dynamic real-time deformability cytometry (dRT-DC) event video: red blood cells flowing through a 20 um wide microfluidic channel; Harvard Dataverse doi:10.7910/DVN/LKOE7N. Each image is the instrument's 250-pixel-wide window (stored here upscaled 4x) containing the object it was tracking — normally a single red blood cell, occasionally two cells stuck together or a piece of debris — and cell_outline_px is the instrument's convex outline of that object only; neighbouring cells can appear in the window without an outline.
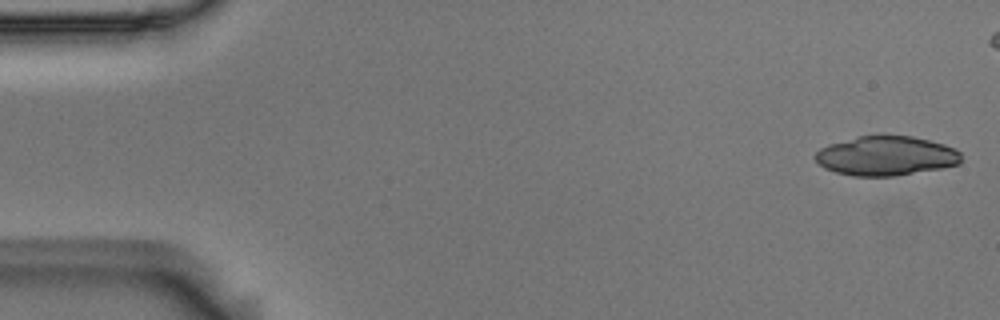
{"species": "Egyptian fruit bat (a non-hibernating species)", "species_latin": "Rousettus aegyptiacus", "temperature_condition": "room temperature", "stored_images_in_passage": 24, "camera_frame_rate_fps": 3000, "um_per_image_px": 0.085, "animal": {"sex": "male"}, "frame": {"image": 1, "passage_image": 2, "time_ms": 0.333, "image_size_px": [1000, 320], "cell_outline_px": [[960, 164], [940, 168], [892, 176], [852, 176], [836, 172], [824, 168], [812, 156], [820, 148], [828, 144], [860, 136], [884, 132], [912, 136], [944, 144], [956, 148], [960, 152]], "centroid_in_image_um": [75.29, 13.21], "position_along_channel_um": 9.7, "area_um2": 34.1}}